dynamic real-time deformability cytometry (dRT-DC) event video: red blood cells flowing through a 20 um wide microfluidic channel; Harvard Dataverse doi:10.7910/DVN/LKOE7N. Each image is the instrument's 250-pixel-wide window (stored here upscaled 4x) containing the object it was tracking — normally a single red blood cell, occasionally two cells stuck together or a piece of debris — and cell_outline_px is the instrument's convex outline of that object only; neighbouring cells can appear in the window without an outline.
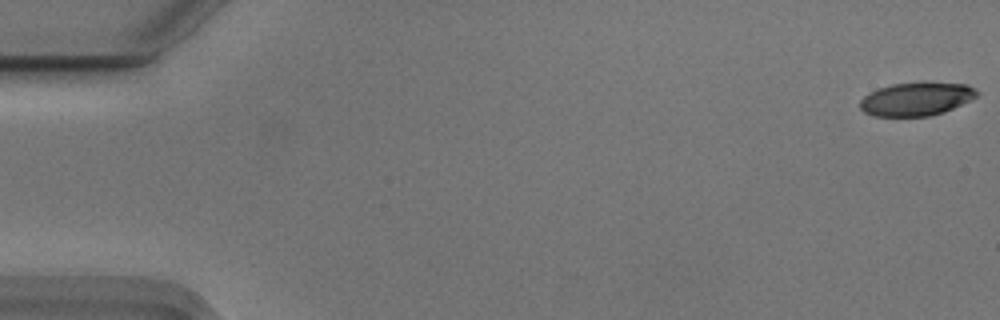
{"species": "Egyptian fruit bat (a non-hibernating species)", "species_latin": "Rousettus aegyptiacus", "temperature_condition": "cold", "stored_images_in_passage": 14, "camera_frame_rate_fps": 3000, "um_per_image_px": 0.085, "animal": {"sex": "male"}, "frame": {"image": 1, "passage_image": 1, "time_ms": 0.0, "image_size_px": [1000, 320], "cell_outline_px": [[980, 92], [976, 96], [944, 112], [928, 116], [872, 116], [864, 112], [860, 108], [860, 100], [864, 96], [876, 88], [892, 84], [924, 80], [968, 84], [976, 88]], "centroid_in_image_um": [77.89, 8.37], "position_along_channel_um": 7.1, "area_um2": 23.29}}